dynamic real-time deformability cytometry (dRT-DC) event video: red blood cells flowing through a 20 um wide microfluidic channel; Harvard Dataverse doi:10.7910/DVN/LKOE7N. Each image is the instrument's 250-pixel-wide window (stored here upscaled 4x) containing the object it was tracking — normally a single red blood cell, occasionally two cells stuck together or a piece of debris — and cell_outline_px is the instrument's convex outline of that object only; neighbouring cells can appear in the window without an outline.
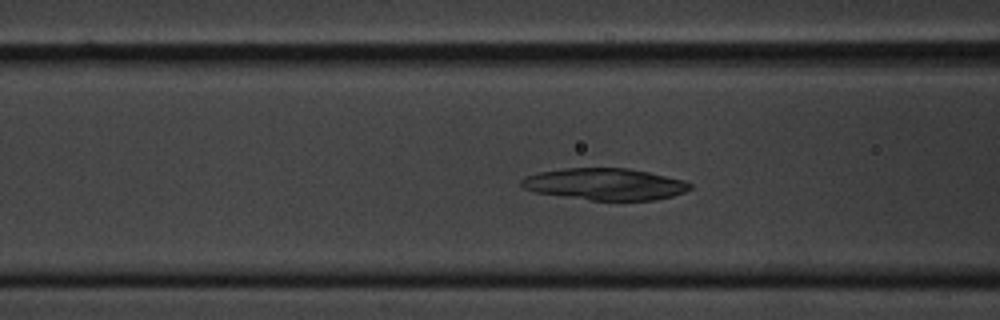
{"species": "common noctule bat (a hibernating species)", "species_latin": "Nyctalus noctula", "temperature_condition": "cold", "stored_images_in_passage": 60, "camera_frame_rate_fps": 3000, "um_per_image_px": 0.085, "animal": {"sex": "male", "body_mass_g": 20.1, "forearm_length_mm": 53.5}, "frame": {"image": 1, "passage_image": 23, "time_ms": 7.333, "image_size_px": [1000, 320], "cell_outline_px": [[692, 188], [684, 192], [672, 196], [652, 200], [592, 200], [536, 192], [524, 188], [520, 184], [520, 180], [524, 176], [540, 172], [564, 168], [628, 168], [648, 172], [684, 180], [692, 184]], "centroid_in_image_um": [51.43, 15.64], "position_along_channel_um": 115.2, "area_um2": 30.98}}
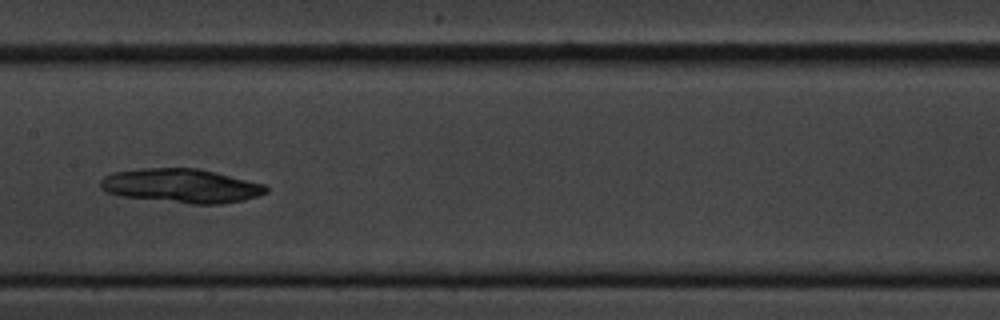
{"frame": {"image": 2, "passage_image": 30, "time_ms": 9.667, "image_size_px": [1000, 320], "cell_outline_px": [[268, 192], [244, 200], [224, 204], [192, 204], [120, 196], [104, 192], [100, 188], [100, 180], [104, 176], [112, 172], [144, 168], [196, 168], [216, 172], [264, 184], [268, 188]], "centroid_in_image_um": [15.38, 15.79], "position_along_channel_um": 192.0, "area_um2": 33.0}}
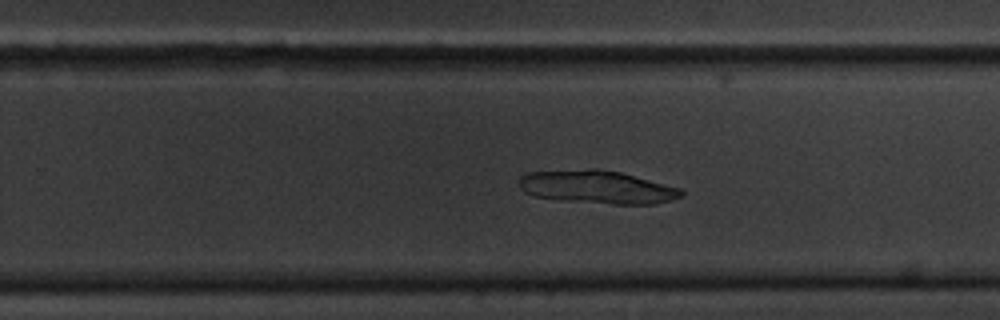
{"frame": {"image": 3, "passage_image": 38, "time_ms": 12.333, "image_size_px": [1000, 320], "cell_outline_px": [[684, 192], [680, 196], [672, 200], [656, 204], [612, 204], [560, 200], [536, 196], [524, 192], [520, 188], [520, 176], [528, 172], [592, 168], [596, 168], [620, 172], [680, 188]], "centroid_in_image_um": [50.75, 15.9], "position_along_channel_um": 279.1, "area_um2": 31.27}}